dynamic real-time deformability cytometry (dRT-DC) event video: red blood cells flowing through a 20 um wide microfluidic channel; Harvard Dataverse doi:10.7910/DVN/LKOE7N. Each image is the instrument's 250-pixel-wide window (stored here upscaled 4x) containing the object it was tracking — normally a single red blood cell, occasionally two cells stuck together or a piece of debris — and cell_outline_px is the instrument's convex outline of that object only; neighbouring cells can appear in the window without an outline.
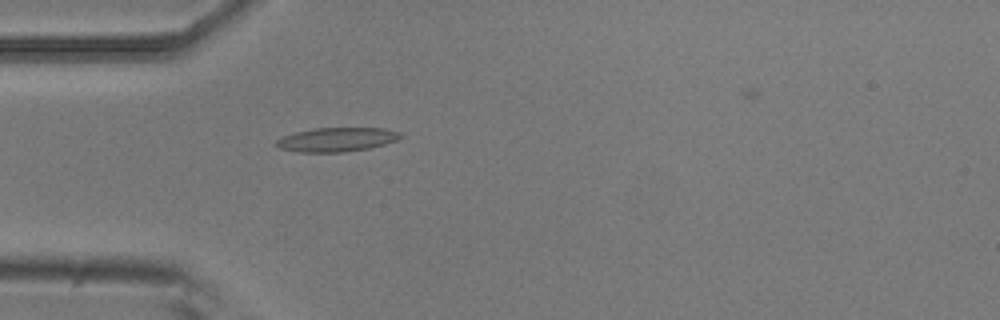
{"species": "common noctule bat (a hibernating species)", "species_latin": "Nyctalus noctula", "temperature_condition": "room temperature", "stored_images_in_passage": 37, "camera_frame_rate_fps": 3000, "um_per_image_px": 0.085, "animal": {"sex": "male", "body_mass_g": 20.5, "forearm_length_mm": 52.5}, "frame": {"image": 1, "passage_image": 2, "time_ms": 0.333, "image_size_px": [1000, 320], "cell_outline_px": [[404, 136], [396, 140], [384, 144], [368, 148], [344, 152], [300, 152], [280, 148], [276, 144], [276, 140], [284, 136], [296, 132], [312, 128], [384, 128], [400, 132]], "centroid_in_image_um": [28.64, 11.85], "position_along_channel_um": 56.4, "area_um2": 17.28}}
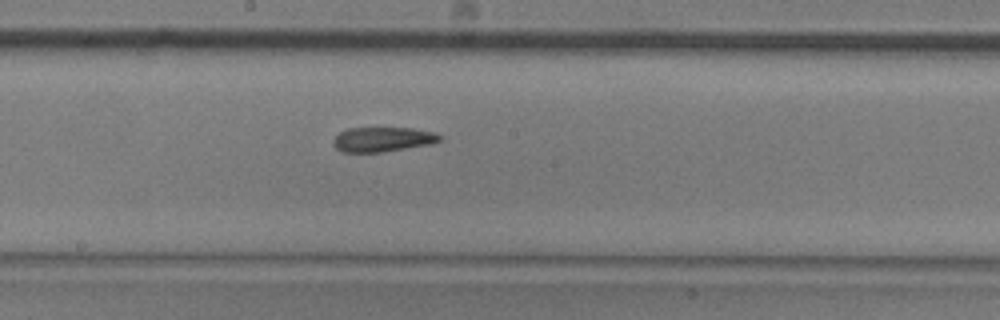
{"frame": {"image": 2, "passage_image": 15, "time_ms": 4.667, "image_size_px": [1000, 320], "cell_outline_px": [[444, 136], [440, 140], [432, 144], [384, 152], [340, 152], [332, 144], [332, 140], [340, 132], [348, 128], [412, 128], [432, 132]], "centroid_in_image_um": [32.52, 11.85], "position_along_channel_um": 215.7, "area_um2": 15.43}}
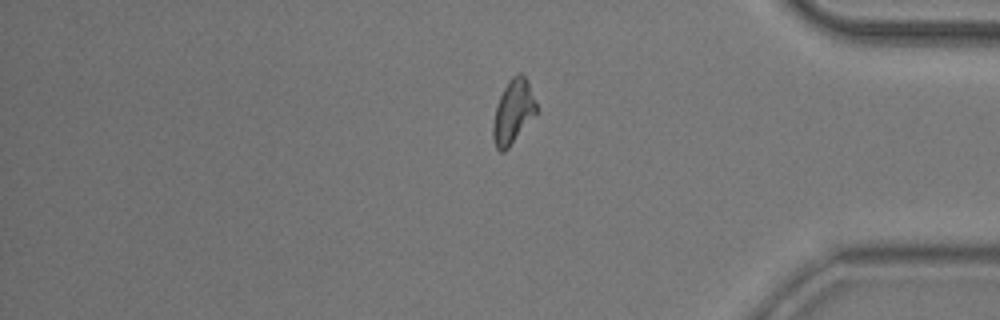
{"frame": {"image": 3, "passage_image": 31, "time_ms": 10.0, "image_size_px": [1000, 320], "cell_outline_px": [[536, 112], [508, 148], [504, 152], [500, 152], [496, 148], [492, 140], [492, 124], [496, 108], [500, 96], [508, 80], [512, 76], [520, 72], [524, 76], [528, 84], [536, 104]], "centroid_in_image_um": [43.56, 9.52], "position_along_channel_um": 391.6, "area_um2": 15.72}}